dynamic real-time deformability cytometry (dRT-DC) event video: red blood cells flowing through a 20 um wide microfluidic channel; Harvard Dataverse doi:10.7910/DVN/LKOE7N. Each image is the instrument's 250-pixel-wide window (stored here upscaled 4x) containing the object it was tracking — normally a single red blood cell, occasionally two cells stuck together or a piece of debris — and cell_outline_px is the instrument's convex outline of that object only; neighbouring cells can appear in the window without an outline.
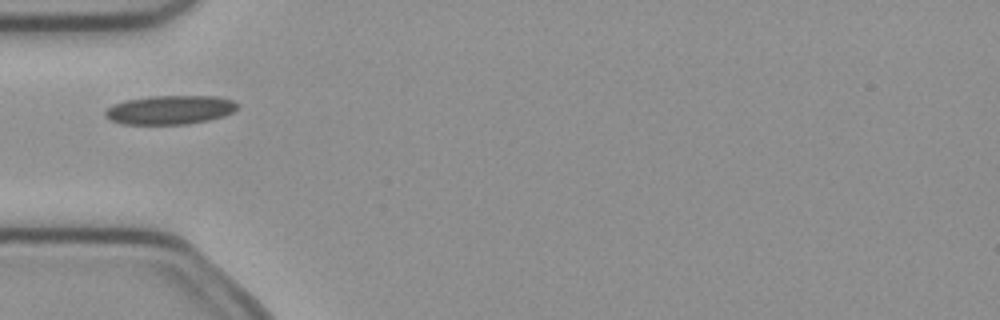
{"species": "common noctule bat (a hibernating species)", "species_latin": "Nyctalus noctula", "temperature_condition": "cold", "stored_images_in_passage": 5, "camera_frame_rate_fps": 3000, "um_per_image_px": 0.085, "animal": {"sex": "female", "body_mass_g": 21.9}, "frame": {"image": 1, "passage_image": 4, "time_ms": 1.0, "image_size_px": [1000, 320], "cell_outline_px": [[240, 104], [232, 112], [224, 116], [208, 120], [188, 124], [120, 124], [104, 116], [104, 112], [112, 104], [128, 100], [152, 96], [216, 96], [232, 100]], "centroid_in_image_um": [14.45, 9.34], "position_along_channel_um": 70.5, "area_um2": 22.25}}